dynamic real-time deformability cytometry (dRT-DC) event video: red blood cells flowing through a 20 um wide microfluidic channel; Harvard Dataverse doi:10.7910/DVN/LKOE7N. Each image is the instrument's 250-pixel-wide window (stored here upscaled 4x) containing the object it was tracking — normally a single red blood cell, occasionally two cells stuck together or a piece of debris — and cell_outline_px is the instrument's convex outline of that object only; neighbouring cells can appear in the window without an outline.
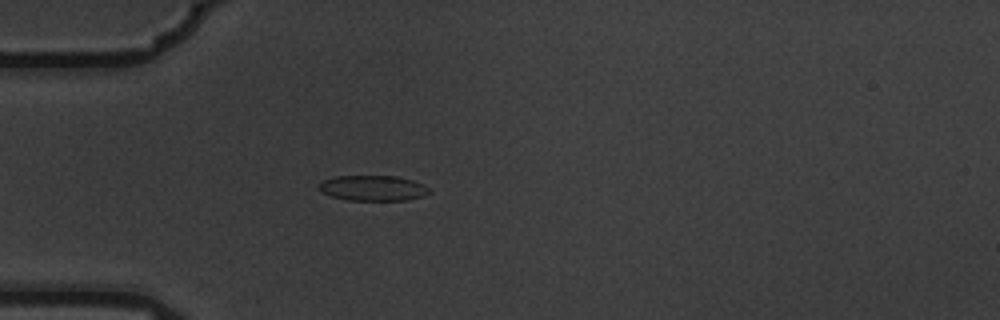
{"species": "common noctule bat (a hibernating species)", "species_latin": "Nyctalus noctula", "temperature_condition": "warm", "stored_images_in_passage": 4, "camera_frame_rate_fps": 3000, "um_per_image_px": 0.085, "animal": {"sex": "male", "body_mass_g": 19.5, "forearm_length_mm": 54.6}, "frame": {"image": 1, "passage_image": 4, "time_ms": 1.0, "image_size_px": [1000, 320], "cell_outline_px": [[432, 192], [424, 196], [404, 200], [348, 200], [332, 196], [320, 192], [320, 184], [324, 180], [336, 176], [396, 176], [412, 180], [424, 184], [432, 188]], "centroid_in_image_um": [31.77, 15.99], "position_along_channel_um": 53.2, "area_um2": 16.36}}